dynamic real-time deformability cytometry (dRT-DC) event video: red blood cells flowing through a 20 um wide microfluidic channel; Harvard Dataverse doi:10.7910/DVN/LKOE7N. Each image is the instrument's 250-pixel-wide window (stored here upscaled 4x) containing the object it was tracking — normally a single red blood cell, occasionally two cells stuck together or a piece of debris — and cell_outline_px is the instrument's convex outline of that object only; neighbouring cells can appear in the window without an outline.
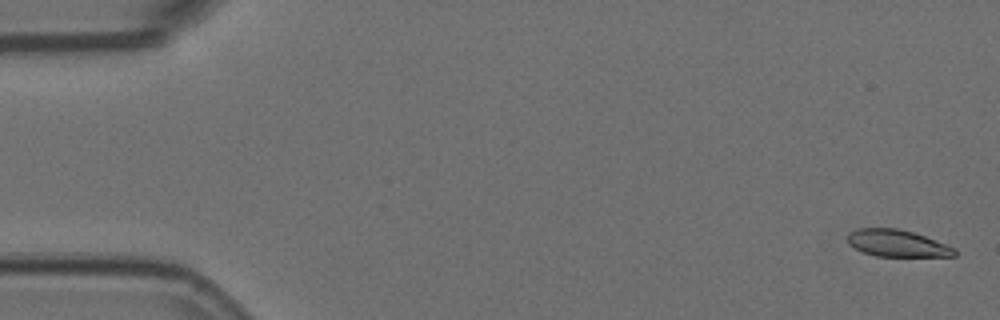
{"species": "Egyptian fruit bat (a non-hibernating species)", "species_latin": "Rousettus aegyptiacus", "temperature_condition": "room temperature", "stored_images_in_passage": 6, "camera_frame_rate_fps": 3000, "um_per_image_px": 0.085, "animal": {"sex": "female"}, "frame": {"image": 1, "passage_image": 1, "time_ms": 0.0, "image_size_px": [1000, 320], "cell_outline_px": [[956, 256], [876, 256], [864, 252], [848, 244], [848, 232], [856, 228], [896, 228], [912, 232], [924, 236], [956, 248]], "centroid_in_image_um": [76.24, 20.67], "position_along_channel_um": 8.8, "area_um2": 16.65}}
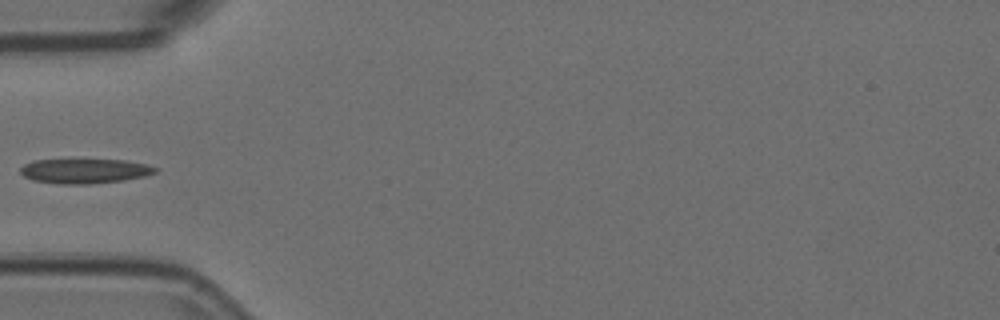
{"frame": {"image": 2, "passage_image": 5, "time_ms": 1.333, "image_size_px": [1000, 320], "cell_outline_px": [[160, 168], [156, 172], [144, 176], [124, 180], [88, 184], [60, 184], [32, 180], [24, 176], [20, 172], [20, 168], [24, 164], [32, 160], [124, 160], [148, 164]], "centroid_in_image_um": [7.21, 14.53], "position_along_channel_um": 77.8, "area_um2": 19.42}}
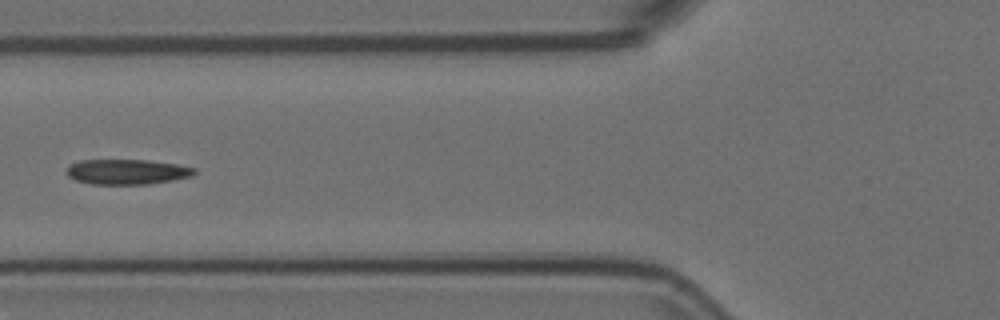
{"frame": {"image": 3, "passage_image": 6, "time_ms": 1.667, "image_size_px": [1000, 320], "cell_outline_px": [[196, 172], [192, 176], [172, 180], [148, 184], [92, 184], [76, 180], [68, 176], [68, 164], [80, 160], [148, 160], [176, 164], [196, 168]], "centroid_in_image_um": [10.8, 14.6], "position_along_channel_um": 115.0, "area_um2": 18.67}}